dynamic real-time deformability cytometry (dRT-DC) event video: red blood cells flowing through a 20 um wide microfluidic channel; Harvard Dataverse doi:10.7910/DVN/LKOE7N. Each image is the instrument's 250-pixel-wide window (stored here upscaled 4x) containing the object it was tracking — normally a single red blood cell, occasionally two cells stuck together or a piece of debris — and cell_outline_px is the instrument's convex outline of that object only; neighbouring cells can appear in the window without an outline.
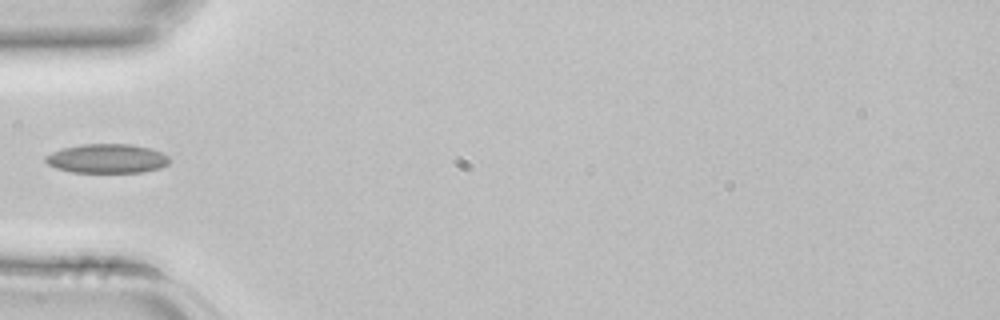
{"species": "common noctule bat (a hibernating species)", "species_latin": "Nyctalus noctula", "temperature_condition": "room temperature", "stored_images_in_passage": 1, "camera_frame_rate_fps": 3000, "um_per_image_px": 0.085, "animal": {"sex": "female", "body_mass_g": 22.7, "forearm_length_mm": 54.2}, "frame": {"image": 1, "passage_image": 1, "time_ms": 0.0, "image_size_px": [1000, 320], "cell_outline_px": [[168, 164], [160, 168], [140, 172], [72, 172], [56, 168], [48, 164], [44, 160], [44, 156], [52, 152], [64, 148], [84, 144], [128, 144], [148, 148], [160, 152], [168, 156]], "centroid_in_image_um": [9.06, 13.48], "position_along_channel_um": 75.9, "area_um2": 20.81}}